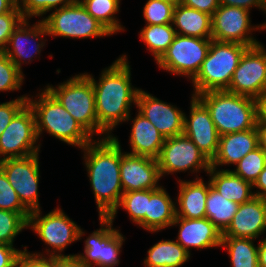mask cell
<instances>
[{"label": "cell", "mask_w": 266, "mask_h": 267, "mask_svg": "<svg viewBox=\"0 0 266 267\" xmlns=\"http://www.w3.org/2000/svg\"><path fill=\"white\" fill-rule=\"evenodd\" d=\"M266 165V152L259 146L245 155L231 170L245 181L254 183Z\"/></svg>", "instance_id": "35"}, {"label": "cell", "mask_w": 266, "mask_h": 267, "mask_svg": "<svg viewBox=\"0 0 266 267\" xmlns=\"http://www.w3.org/2000/svg\"><path fill=\"white\" fill-rule=\"evenodd\" d=\"M221 5L235 6L248 11L258 7L266 14V0H219ZM266 26V22L263 23Z\"/></svg>", "instance_id": "45"}, {"label": "cell", "mask_w": 266, "mask_h": 267, "mask_svg": "<svg viewBox=\"0 0 266 267\" xmlns=\"http://www.w3.org/2000/svg\"><path fill=\"white\" fill-rule=\"evenodd\" d=\"M259 119L266 124V93L258 100Z\"/></svg>", "instance_id": "51"}, {"label": "cell", "mask_w": 266, "mask_h": 267, "mask_svg": "<svg viewBox=\"0 0 266 267\" xmlns=\"http://www.w3.org/2000/svg\"><path fill=\"white\" fill-rule=\"evenodd\" d=\"M161 178L164 175L190 170L198 173L210 170L211 161L184 133L166 138L157 158Z\"/></svg>", "instance_id": "10"}, {"label": "cell", "mask_w": 266, "mask_h": 267, "mask_svg": "<svg viewBox=\"0 0 266 267\" xmlns=\"http://www.w3.org/2000/svg\"><path fill=\"white\" fill-rule=\"evenodd\" d=\"M23 81L24 74L4 52H0V92L17 91L21 89Z\"/></svg>", "instance_id": "38"}, {"label": "cell", "mask_w": 266, "mask_h": 267, "mask_svg": "<svg viewBox=\"0 0 266 267\" xmlns=\"http://www.w3.org/2000/svg\"><path fill=\"white\" fill-rule=\"evenodd\" d=\"M156 190H137L123 193L117 208L108 217L114 221L119 207H122L127 211L133 223L145 229V213L147 212L148 199Z\"/></svg>", "instance_id": "32"}, {"label": "cell", "mask_w": 266, "mask_h": 267, "mask_svg": "<svg viewBox=\"0 0 266 267\" xmlns=\"http://www.w3.org/2000/svg\"><path fill=\"white\" fill-rule=\"evenodd\" d=\"M120 178L123 192L158 189L160 172L157 159L122 152Z\"/></svg>", "instance_id": "19"}, {"label": "cell", "mask_w": 266, "mask_h": 267, "mask_svg": "<svg viewBox=\"0 0 266 267\" xmlns=\"http://www.w3.org/2000/svg\"><path fill=\"white\" fill-rule=\"evenodd\" d=\"M9 12H20L17 0H0V15Z\"/></svg>", "instance_id": "48"}, {"label": "cell", "mask_w": 266, "mask_h": 267, "mask_svg": "<svg viewBox=\"0 0 266 267\" xmlns=\"http://www.w3.org/2000/svg\"><path fill=\"white\" fill-rule=\"evenodd\" d=\"M226 90L256 100L266 93V49L262 43L245 50Z\"/></svg>", "instance_id": "13"}, {"label": "cell", "mask_w": 266, "mask_h": 267, "mask_svg": "<svg viewBox=\"0 0 266 267\" xmlns=\"http://www.w3.org/2000/svg\"><path fill=\"white\" fill-rule=\"evenodd\" d=\"M250 11L235 6L219 5L211 16L212 40L238 43L253 47L261 42L252 35V31L265 30L264 24L252 26Z\"/></svg>", "instance_id": "12"}, {"label": "cell", "mask_w": 266, "mask_h": 267, "mask_svg": "<svg viewBox=\"0 0 266 267\" xmlns=\"http://www.w3.org/2000/svg\"><path fill=\"white\" fill-rule=\"evenodd\" d=\"M176 203L163 186H160L148 199L145 213V230L159 232L172 225L176 217Z\"/></svg>", "instance_id": "27"}, {"label": "cell", "mask_w": 266, "mask_h": 267, "mask_svg": "<svg viewBox=\"0 0 266 267\" xmlns=\"http://www.w3.org/2000/svg\"><path fill=\"white\" fill-rule=\"evenodd\" d=\"M209 110L219 135L246 131L257 126L258 100L227 90H213L196 96Z\"/></svg>", "instance_id": "3"}, {"label": "cell", "mask_w": 266, "mask_h": 267, "mask_svg": "<svg viewBox=\"0 0 266 267\" xmlns=\"http://www.w3.org/2000/svg\"><path fill=\"white\" fill-rule=\"evenodd\" d=\"M0 169L5 173L22 204L30 212L39 210V153L1 160Z\"/></svg>", "instance_id": "15"}, {"label": "cell", "mask_w": 266, "mask_h": 267, "mask_svg": "<svg viewBox=\"0 0 266 267\" xmlns=\"http://www.w3.org/2000/svg\"><path fill=\"white\" fill-rule=\"evenodd\" d=\"M179 193L177 197L176 217L186 219H201L206 215V199L209 190V181L196 177L191 181L179 179ZM178 206V207H177Z\"/></svg>", "instance_id": "23"}, {"label": "cell", "mask_w": 266, "mask_h": 267, "mask_svg": "<svg viewBox=\"0 0 266 267\" xmlns=\"http://www.w3.org/2000/svg\"><path fill=\"white\" fill-rule=\"evenodd\" d=\"M123 54L102 70L99 80L84 73L92 82L98 125L111 137L118 124L131 120L132 103L136 105L139 88L131 83V68ZM131 106V107H130Z\"/></svg>", "instance_id": "1"}, {"label": "cell", "mask_w": 266, "mask_h": 267, "mask_svg": "<svg viewBox=\"0 0 266 267\" xmlns=\"http://www.w3.org/2000/svg\"><path fill=\"white\" fill-rule=\"evenodd\" d=\"M42 91V92H41ZM35 100L29 97L27 103L35 115L38 139L45 131L56 139L82 149L93 137L72 117L60 102L46 89H42Z\"/></svg>", "instance_id": "4"}, {"label": "cell", "mask_w": 266, "mask_h": 267, "mask_svg": "<svg viewBox=\"0 0 266 267\" xmlns=\"http://www.w3.org/2000/svg\"><path fill=\"white\" fill-rule=\"evenodd\" d=\"M175 4L163 0H148L143 7L146 25L172 23Z\"/></svg>", "instance_id": "37"}, {"label": "cell", "mask_w": 266, "mask_h": 267, "mask_svg": "<svg viewBox=\"0 0 266 267\" xmlns=\"http://www.w3.org/2000/svg\"><path fill=\"white\" fill-rule=\"evenodd\" d=\"M28 95L0 103V135L10 124L14 116L27 104Z\"/></svg>", "instance_id": "41"}, {"label": "cell", "mask_w": 266, "mask_h": 267, "mask_svg": "<svg viewBox=\"0 0 266 267\" xmlns=\"http://www.w3.org/2000/svg\"><path fill=\"white\" fill-rule=\"evenodd\" d=\"M176 35L172 23L162 25H145L140 30L139 38L147 46L148 51L157 62L173 42Z\"/></svg>", "instance_id": "31"}, {"label": "cell", "mask_w": 266, "mask_h": 267, "mask_svg": "<svg viewBox=\"0 0 266 267\" xmlns=\"http://www.w3.org/2000/svg\"><path fill=\"white\" fill-rule=\"evenodd\" d=\"M31 213H17L0 209V243L13 246L14 239L28 229V219Z\"/></svg>", "instance_id": "34"}, {"label": "cell", "mask_w": 266, "mask_h": 267, "mask_svg": "<svg viewBox=\"0 0 266 267\" xmlns=\"http://www.w3.org/2000/svg\"><path fill=\"white\" fill-rule=\"evenodd\" d=\"M81 150L84 152V164L99 217H108L117 208L124 193L120 178V142L113 135L107 138L98 137Z\"/></svg>", "instance_id": "2"}, {"label": "cell", "mask_w": 266, "mask_h": 267, "mask_svg": "<svg viewBox=\"0 0 266 267\" xmlns=\"http://www.w3.org/2000/svg\"><path fill=\"white\" fill-rule=\"evenodd\" d=\"M163 1H168V2L175 4V5H178L182 2V0H163Z\"/></svg>", "instance_id": "52"}, {"label": "cell", "mask_w": 266, "mask_h": 267, "mask_svg": "<svg viewBox=\"0 0 266 267\" xmlns=\"http://www.w3.org/2000/svg\"><path fill=\"white\" fill-rule=\"evenodd\" d=\"M38 140L35 115L27 103L0 135V161L39 153Z\"/></svg>", "instance_id": "11"}, {"label": "cell", "mask_w": 266, "mask_h": 267, "mask_svg": "<svg viewBox=\"0 0 266 267\" xmlns=\"http://www.w3.org/2000/svg\"><path fill=\"white\" fill-rule=\"evenodd\" d=\"M211 40L176 34L156 64L166 72L192 80L207 56Z\"/></svg>", "instance_id": "9"}, {"label": "cell", "mask_w": 266, "mask_h": 267, "mask_svg": "<svg viewBox=\"0 0 266 267\" xmlns=\"http://www.w3.org/2000/svg\"><path fill=\"white\" fill-rule=\"evenodd\" d=\"M252 185L253 189L254 187L259 189V190L256 189L254 195L256 197H261L266 199V165Z\"/></svg>", "instance_id": "47"}, {"label": "cell", "mask_w": 266, "mask_h": 267, "mask_svg": "<svg viewBox=\"0 0 266 267\" xmlns=\"http://www.w3.org/2000/svg\"><path fill=\"white\" fill-rule=\"evenodd\" d=\"M45 88L91 136L110 137L98 125L93 84L84 73L70 77L57 87L47 84Z\"/></svg>", "instance_id": "6"}, {"label": "cell", "mask_w": 266, "mask_h": 267, "mask_svg": "<svg viewBox=\"0 0 266 267\" xmlns=\"http://www.w3.org/2000/svg\"><path fill=\"white\" fill-rule=\"evenodd\" d=\"M75 0H17V7L24 19L42 17L49 11L63 8Z\"/></svg>", "instance_id": "36"}, {"label": "cell", "mask_w": 266, "mask_h": 267, "mask_svg": "<svg viewBox=\"0 0 266 267\" xmlns=\"http://www.w3.org/2000/svg\"><path fill=\"white\" fill-rule=\"evenodd\" d=\"M190 115L184 114V134L210 160L216 156L220 135L206 106L195 96H191Z\"/></svg>", "instance_id": "16"}, {"label": "cell", "mask_w": 266, "mask_h": 267, "mask_svg": "<svg viewBox=\"0 0 266 267\" xmlns=\"http://www.w3.org/2000/svg\"><path fill=\"white\" fill-rule=\"evenodd\" d=\"M18 250L11 245L0 243V267H15L19 253Z\"/></svg>", "instance_id": "43"}, {"label": "cell", "mask_w": 266, "mask_h": 267, "mask_svg": "<svg viewBox=\"0 0 266 267\" xmlns=\"http://www.w3.org/2000/svg\"><path fill=\"white\" fill-rule=\"evenodd\" d=\"M23 19L21 12H9L0 15V52L6 49L13 30Z\"/></svg>", "instance_id": "40"}, {"label": "cell", "mask_w": 266, "mask_h": 267, "mask_svg": "<svg viewBox=\"0 0 266 267\" xmlns=\"http://www.w3.org/2000/svg\"><path fill=\"white\" fill-rule=\"evenodd\" d=\"M266 231V199L254 196L239 205L222 236L257 239Z\"/></svg>", "instance_id": "20"}, {"label": "cell", "mask_w": 266, "mask_h": 267, "mask_svg": "<svg viewBox=\"0 0 266 267\" xmlns=\"http://www.w3.org/2000/svg\"><path fill=\"white\" fill-rule=\"evenodd\" d=\"M0 209L17 213H31L20 201L5 173L0 169Z\"/></svg>", "instance_id": "39"}, {"label": "cell", "mask_w": 266, "mask_h": 267, "mask_svg": "<svg viewBox=\"0 0 266 267\" xmlns=\"http://www.w3.org/2000/svg\"><path fill=\"white\" fill-rule=\"evenodd\" d=\"M257 131L259 136V146L266 152V124L259 118L257 121Z\"/></svg>", "instance_id": "49"}, {"label": "cell", "mask_w": 266, "mask_h": 267, "mask_svg": "<svg viewBox=\"0 0 266 267\" xmlns=\"http://www.w3.org/2000/svg\"><path fill=\"white\" fill-rule=\"evenodd\" d=\"M248 46L211 40L209 51L199 72L191 80L193 96L213 90H226L239 60Z\"/></svg>", "instance_id": "5"}, {"label": "cell", "mask_w": 266, "mask_h": 267, "mask_svg": "<svg viewBox=\"0 0 266 267\" xmlns=\"http://www.w3.org/2000/svg\"><path fill=\"white\" fill-rule=\"evenodd\" d=\"M136 108L137 112L146 117L165 139L183 134L185 113L175 105L168 104L140 89Z\"/></svg>", "instance_id": "17"}, {"label": "cell", "mask_w": 266, "mask_h": 267, "mask_svg": "<svg viewBox=\"0 0 266 267\" xmlns=\"http://www.w3.org/2000/svg\"><path fill=\"white\" fill-rule=\"evenodd\" d=\"M178 226L176 241L191 255L189 248L208 249L220 247L222 232L206 217L186 219L175 217L171 226Z\"/></svg>", "instance_id": "21"}, {"label": "cell", "mask_w": 266, "mask_h": 267, "mask_svg": "<svg viewBox=\"0 0 266 267\" xmlns=\"http://www.w3.org/2000/svg\"><path fill=\"white\" fill-rule=\"evenodd\" d=\"M52 267H88L74 254L52 256Z\"/></svg>", "instance_id": "46"}, {"label": "cell", "mask_w": 266, "mask_h": 267, "mask_svg": "<svg viewBox=\"0 0 266 267\" xmlns=\"http://www.w3.org/2000/svg\"><path fill=\"white\" fill-rule=\"evenodd\" d=\"M28 21V19H23L13 30L7 47L3 51L22 73V64H29V62L31 64L35 54L39 55L45 46L46 40L43 36H48L47 28L42 20H38L32 27Z\"/></svg>", "instance_id": "18"}, {"label": "cell", "mask_w": 266, "mask_h": 267, "mask_svg": "<svg viewBox=\"0 0 266 267\" xmlns=\"http://www.w3.org/2000/svg\"><path fill=\"white\" fill-rule=\"evenodd\" d=\"M172 26L178 35L212 39L211 15L182 3L174 8Z\"/></svg>", "instance_id": "25"}, {"label": "cell", "mask_w": 266, "mask_h": 267, "mask_svg": "<svg viewBox=\"0 0 266 267\" xmlns=\"http://www.w3.org/2000/svg\"><path fill=\"white\" fill-rule=\"evenodd\" d=\"M260 240L258 244L259 267H266V237Z\"/></svg>", "instance_id": "50"}, {"label": "cell", "mask_w": 266, "mask_h": 267, "mask_svg": "<svg viewBox=\"0 0 266 267\" xmlns=\"http://www.w3.org/2000/svg\"><path fill=\"white\" fill-rule=\"evenodd\" d=\"M42 21L48 36L74 39L100 38L113 35L103 24L91 16L79 0L55 9Z\"/></svg>", "instance_id": "7"}, {"label": "cell", "mask_w": 266, "mask_h": 267, "mask_svg": "<svg viewBox=\"0 0 266 267\" xmlns=\"http://www.w3.org/2000/svg\"><path fill=\"white\" fill-rule=\"evenodd\" d=\"M100 228L84 240V253L77 255L88 267H114L119 265V255L125 237L113 228L109 217H99Z\"/></svg>", "instance_id": "14"}, {"label": "cell", "mask_w": 266, "mask_h": 267, "mask_svg": "<svg viewBox=\"0 0 266 267\" xmlns=\"http://www.w3.org/2000/svg\"><path fill=\"white\" fill-rule=\"evenodd\" d=\"M28 227L51 248V250L46 249L48 257L64 256L62 251L64 252L68 245L82 239V235L85 234L81 227L59 207L43 216L41 209L32 211L29 215Z\"/></svg>", "instance_id": "8"}, {"label": "cell", "mask_w": 266, "mask_h": 267, "mask_svg": "<svg viewBox=\"0 0 266 267\" xmlns=\"http://www.w3.org/2000/svg\"><path fill=\"white\" fill-rule=\"evenodd\" d=\"M121 0H79L86 11L105 26L112 34L125 31L116 15ZM115 15V16H114Z\"/></svg>", "instance_id": "33"}, {"label": "cell", "mask_w": 266, "mask_h": 267, "mask_svg": "<svg viewBox=\"0 0 266 267\" xmlns=\"http://www.w3.org/2000/svg\"><path fill=\"white\" fill-rule=\"evenodd\" d=\"M259 147L257 126L246 131L221 135L216 156L211 167L236 165L245 155Z\"/></svg>", "instance_id": "22"}, {"label": "cell", "mask_w": 266, "mask_h": 267, "mask_svg": "<svg viewBox=\"0 0 266 267\" xmlns=\"http://www.w3.org/2000/svg\"><path fill=\"white\" fill-rule=\"evenodd\" d=\"M207 174L210 176L211 186L230 201L242 204L255 196L252 183L243 180L230 169L217 170L210 167Z\"/></svg>", "instance_id": "26"}, {"label": "cell", "mask_w": 266, "mask_h": 267, "mask_svg": "<svg viewBox=\"0 0 266 267\" xmlns=\"http://www.w3.org/2000/svg\"><path fill=\"white\" fill-rule=\"evenodd\" d=\"M18 255L15 267H52V256H44L40 252L30 253L27 246Z\"/></svg>", "instance_id": "42"}, {"label": "cell", "mask_w": 266, "mask_h": 267, "mask_svg": "<svg viewBox=\"0 0 266 267\" xmlns=\"http://www.w3.org/2000/svg\"><path fill=\"white\" fill-rule=\"evenodd\" d=\"M129 145L133 155L147 156L157 159L165 142L163 135L139 112L132 119Z\"/></svg>", "instance_id": "24"}, {"label": "cell", "mask_w": 266, "mask_h": 267, "mask_svg": "<svg viewBox=\"0 0 266 267\" xmlns=\"http://www.w3.org/2000/svg\"><path fill=\"white\" fill-rule=\"evenodd\" d=\"M239 203L230 201L222 196L211 186L209 180V190L206 199V215L222 233L231 223L234 215L238 211Z\"/></svg>", "instance_id": "29"}, {"label": "cell", "mask_w": 266, "mask_h": 267, "mask_svg": "<svg viewBox=\"0 0 266 267\" xmlns=\"http://www.w3.org/2000/svg\"><path fill=\"white\" fill-rule=\"evenodd\" d=\"M256 239L222 236L220 247L227 249L232 267H259Z\"/></svg>", "instance_id": "30"}, {"label": "cell", "mask_w": 266, "mask_h": 267, "mask_svg": "<svg viewBox=\"0 0 266 267\" xmlns=\"http://www.w3.org/2000/svg\"><path fill=\"white\" fill-rule=\"evenodd\" d=\"M183 5L213 15L220 5L219 0H182Z\"/></svg>", "instance_id": "44"}, {"label": "cell", "mask_w": 266, "mask_h": 267, "mask_svg": "<svg viewBox=\"0 0 266 267\" xmlns=\"http://www.w3.org/2000/svg\"><path fill=\"white\" fill-rule=\"evenodd\" d=\"M190 254L175 240H160L147 251L145 267H181Z\"/></svg>", "instance_id": "28"}]
</instances>
